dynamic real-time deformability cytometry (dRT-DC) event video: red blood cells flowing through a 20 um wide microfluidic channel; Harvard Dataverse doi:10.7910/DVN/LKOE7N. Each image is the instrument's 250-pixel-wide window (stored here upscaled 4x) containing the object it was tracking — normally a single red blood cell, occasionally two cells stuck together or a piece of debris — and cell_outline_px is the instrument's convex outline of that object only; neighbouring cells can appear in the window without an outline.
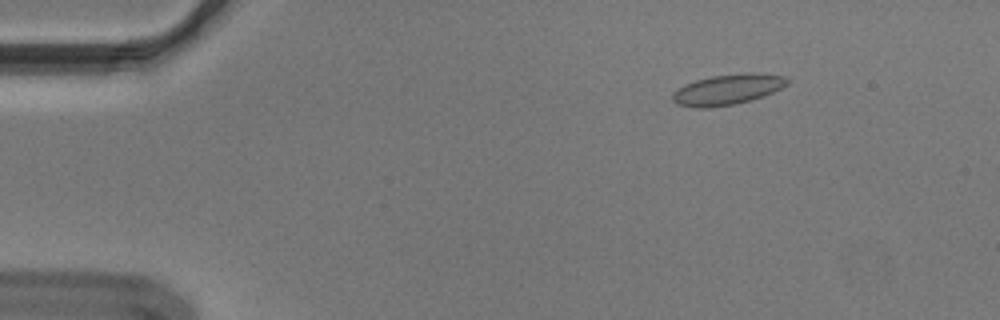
{"species": "Egyptian fruit bat (a non-hibernating species)", "species_latin": "Rousettus aegyptiacus", "temperature_condition": "cold", "stored_images_in_passage": 55, "camera_frame_rate_fps": 3000, "um_per_image_px": 0.085, "animal": {"sex": "male"}, "frame": {"image": 1, "passage_image": 8, "time_ms": 2.333, "image_size_px": [1000, 320], "cell_outline_px": [[788, 84], [764, 96], [732, 104], [708, 108], [696, 108], [676, 104], [672, 100], [672, 92], [684, 84], [696, 80], [712, 76], [744, 72], [752, 72], [784, 76], [788, 80]], "centroid_in_image_um": [61.8, 7.6], "position_along_channel_um": 23.2, "area_um2": 20.35}}
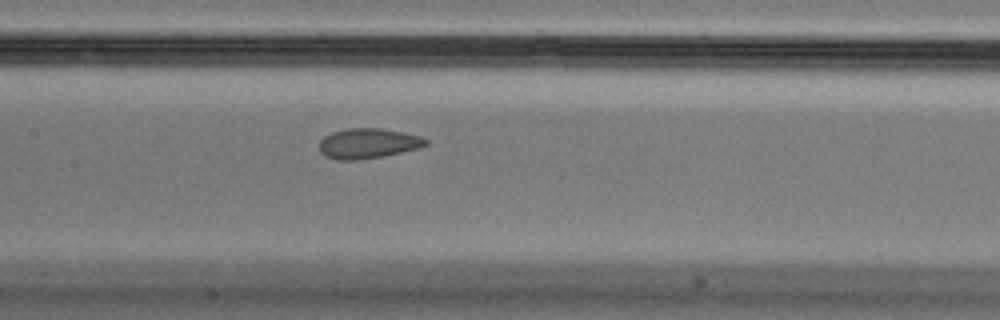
{"frame": {"image": 2, "passage_image": 27, "time_ms": 8.667, "image_size_px": [1000, 320], "cell_outline_px": [[428, 144], [420, 148], [380, 156], [356, 160], [336, 160], [324, 156], [320, 152], [320, 140], [324, 136], [332, 132], [348, 128], [380, 128], [420, 136], [428, 140]], "centroid_in_image_um": [31.25, 12.19], "position_along_channel_um": 176.2, "area_um2": 18.55}}
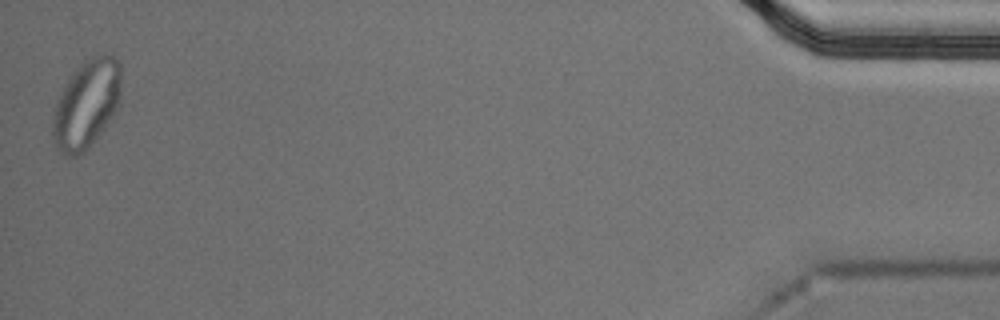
{"frame": {"image": 3, "passage_image": 55, "time_ms": 18.0, "image_size_px": [1000, 320], "cell_outline_px": [[120, 104], [104, 128], [88, 148], [84, 152], [76, 156], [64, 156], [56, 148], [52, 136], [52, 120], [56, 104], [68, 76], [84, 60], [96, 52], [104, 52], [116, 56], [120, 60]], "centroid_in_image_um": [7.36, 8.8], "position_along_channel_um": 427.8, "area_um2": 35.89}}